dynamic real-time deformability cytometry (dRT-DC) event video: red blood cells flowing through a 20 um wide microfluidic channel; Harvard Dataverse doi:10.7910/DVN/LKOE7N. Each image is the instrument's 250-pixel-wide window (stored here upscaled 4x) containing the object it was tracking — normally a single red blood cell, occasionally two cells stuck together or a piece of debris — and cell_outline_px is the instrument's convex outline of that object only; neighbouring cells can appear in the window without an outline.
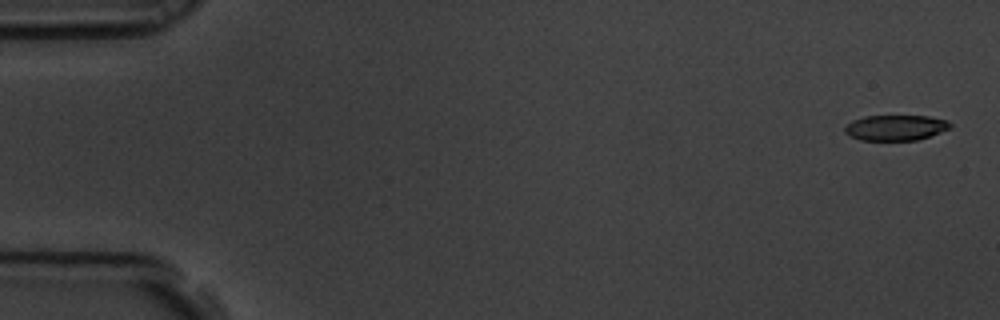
{"species": "common noctule bat (a hibernating species)", "species_latin": "Nyctalus noctula", "temperature_condition": "room temperature", "stored_images_in_passage": 8, "camera_frame_rate_fps": 3000, "um_per_image_px": 0.085, "animal": {"sex": "male", "body_mass_g": 19.5, "forearm_length_mm": 54.6}, "frame": {"image": 1, "passage_image": 1, "time_ms": 0.0, "image_size_px": [1000, 320], "cell_outline_px": [[952, 128], [916, 140], [860, 140], [844, 132], [844, 128], [852, 120], [864, 116], [928, 116], [948, 120], [952, 124]], "centroid_in_image_um": [76.15, 10.84], "position_along_channel_um": 8.9, "area_um2": 15.61}}
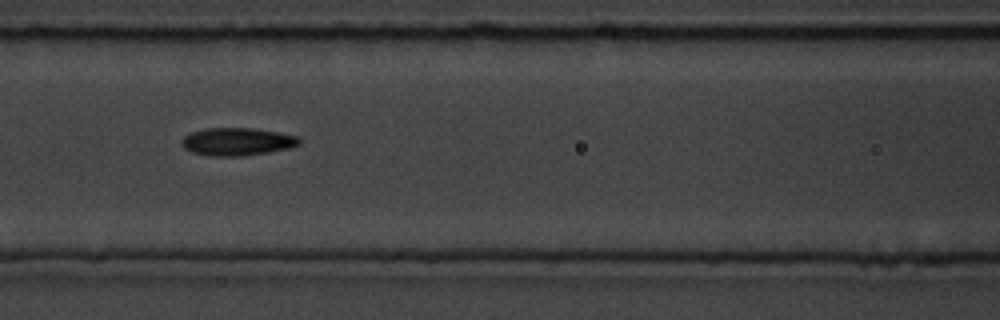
{"frame": {"image": 2, "passage_image": 8, "time_ms": 2.333, "image_size_px": [1000, 320], "cell_outline_px": [[300, 144], [288, 148], [268, 152], [244, 156], [208, 156], [192, 152], [184, 148], [180, 144], [180, 140], [184, 136], [192, 132], [204, 128], [252, 128], [276, 132], [296, 136], [300, 140]], "centroid_in_image_um": [20.1, 12.04], "position_along_channel_um": 146.5, "area_um2": 19.02}}